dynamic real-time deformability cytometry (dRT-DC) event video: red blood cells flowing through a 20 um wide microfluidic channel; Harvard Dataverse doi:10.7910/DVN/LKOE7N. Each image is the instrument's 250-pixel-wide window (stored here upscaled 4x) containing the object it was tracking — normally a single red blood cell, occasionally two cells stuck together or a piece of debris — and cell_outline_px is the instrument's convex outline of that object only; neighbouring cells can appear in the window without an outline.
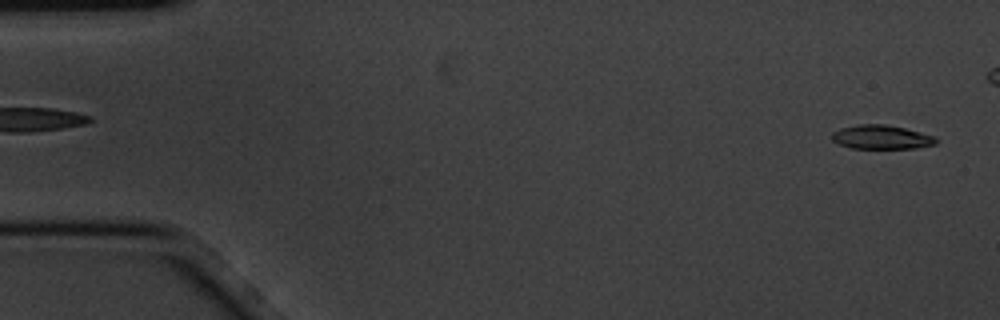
{"species": "common noctule bat (a hibernating species)", "species_latin": "Nyctalus noctula", "temperature_condition": "cold", "stored_images_in_passage": 5, "segment_of_instrument_passage": [2, 2], "camera_frame_rate_fps": 3000, "um_per_image_px": 0.085, "animal": {"sex": "male", "body_mass_g": 20.1, "forearm_length_mm": 53.5}, "frame": {"image": 1, "passage_image": 5, "time_ms": 1.333, "image_size_px": [1000, 320], "cell_outline_px": [[940, 140], [936, 144], [916, 148], [852, 148], [840, 144], [832, 140], [832, 132], [840, 128], [860, 124], [884, 124], [904, 128], [936, 136]], "centroid_in_image_um": [74.96, 11.65], "position_along_channel_um": 10.0, "area_um2": 14.57}}